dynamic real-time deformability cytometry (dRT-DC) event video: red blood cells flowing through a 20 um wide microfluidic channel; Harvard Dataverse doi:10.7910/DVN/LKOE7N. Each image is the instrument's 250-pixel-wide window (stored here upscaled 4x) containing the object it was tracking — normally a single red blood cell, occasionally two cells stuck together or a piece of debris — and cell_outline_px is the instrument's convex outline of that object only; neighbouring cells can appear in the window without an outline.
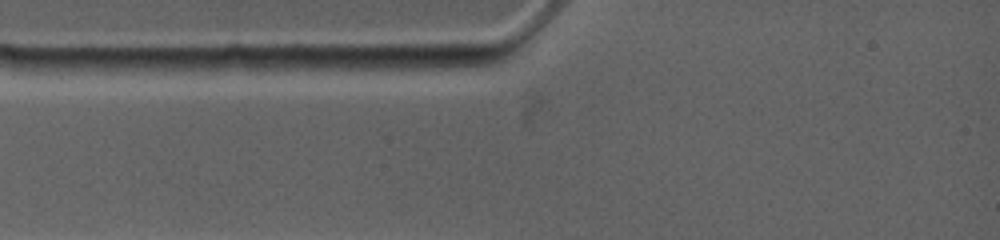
{"species": "common noctule bat (a hibernating species)", "species_latin": "Nyctalus noctula", "temperature_condition": "warm", "stored_images_in_passage": 2, "segment_of_instrument_passage": [1, 2], "camera_frame_rate_fps": 4500, "um_per_image_px": 0.085, "animal": {"sex": "female", "body_mass_g": 19.0, "forearm_length_mm": 53.3}, "frame": {"image": 1, "passage_image": 1, "time_ms": 0.0, "image_size_px": [1000, 240], "cell_outline_px": [[208, 68], [156, 76], [96, 76], [92, 68], [100, 60], [192, 60]], "centroid_in_image_um": [12.24, 5.74], "position_along_channel_um": 72.8, "area_um2": 11.1}}